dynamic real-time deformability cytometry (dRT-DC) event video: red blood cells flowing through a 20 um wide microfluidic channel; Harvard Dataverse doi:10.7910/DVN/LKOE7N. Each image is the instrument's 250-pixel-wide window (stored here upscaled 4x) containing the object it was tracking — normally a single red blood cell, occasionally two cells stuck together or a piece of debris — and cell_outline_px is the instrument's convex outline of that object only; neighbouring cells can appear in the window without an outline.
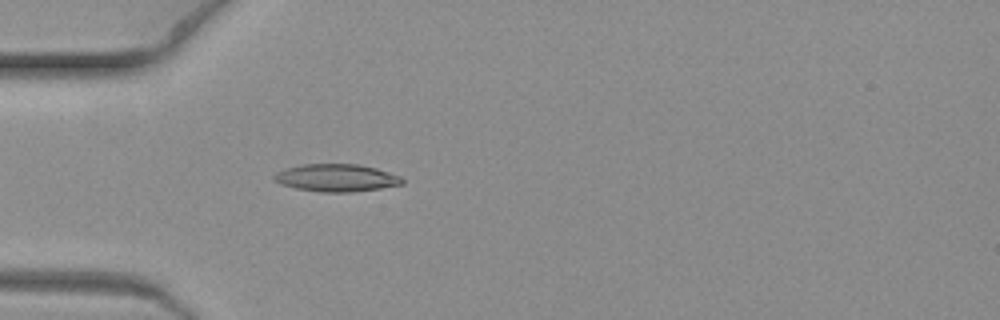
{"species": "common noctule bat (a hibernating species)", "species_latin": "Nyctalus noctula", "temperature_condition": "warm", "stored_images_in_passage": 5, "camera_frame_rate_fps": 3000, "um_per_image_px": 0.085, "animal": {"sex": "female", "body_mass_g": 19.3, "forearm_length_mm": 54.1}, "frame": {"image": 1, "passage_image": 2, "time_ms": 0.333, "image_size_px": [1000, 320], "cell_outline_px": [[404, 184], [380, 188], [352, 192], [320, 192], [296, 188], [280, 184], [272, 180], [272, 176], [276, 172], [288, 168], [304, 164], [360, 164], [376, 168], [400, 176], [404, 180]], "centroid_in_image_um": [28.59, 15.12], "position_along_channel_um": 56.4, "area_um2": 20.58}}
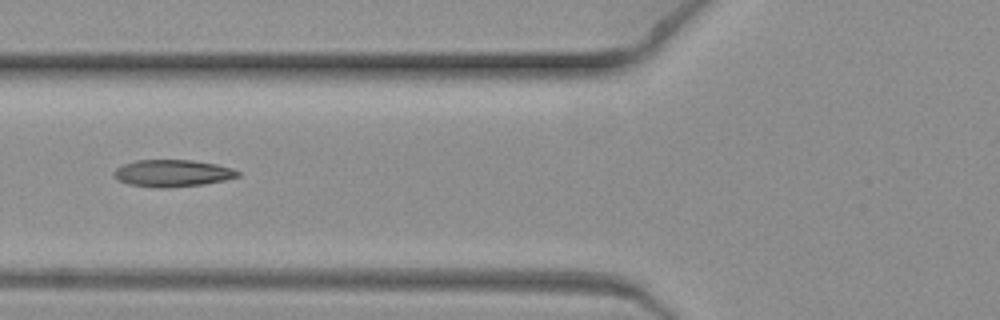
{"frame": {"image": 2, "passage_image": 4, "time_ms": 1.0, "image_size_px": [1000, 320], "cell_outline_px": [[240, 176], [224, 180], [200, 184], [164, 188], [156, 188], [128, 184], [116, 180], [112, 176], [112, 172], [116, 168], [124, 164], [136, 160], [192, 160], [216, 164], [232, 168], [240, 172]], "centroid_in_image_um": [14.6, 14.72], "position_along_channel_um": 111.2, "area_um2": 19.54}}